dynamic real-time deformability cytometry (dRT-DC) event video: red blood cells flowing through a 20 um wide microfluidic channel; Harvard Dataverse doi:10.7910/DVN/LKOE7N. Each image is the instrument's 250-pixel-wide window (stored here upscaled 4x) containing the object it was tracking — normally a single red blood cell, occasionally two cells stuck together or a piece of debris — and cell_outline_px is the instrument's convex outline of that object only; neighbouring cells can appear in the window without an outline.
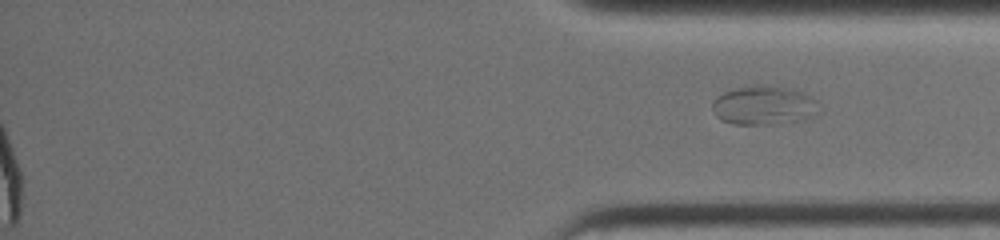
{"species": "common noctule bat (a hibernating species)", "species_latin": "Nyctalus noctula", "temperature_condition": "warm", "stored_images_in_passage": 40, "segment_of_instrument_passage": [2, 2], "camera_frame_rate_fps": 3000, "um_per_image_px": 0.085, "animal": {"sex": "female", "body_mass_g": 19.0, "forearm_length_mm": 51.5}, "frame": {"image": 1, "passage_image": 40, "time_ms": 13.0, "image_size_px": [1000, 240], "cell_outline_px": [[824, 112], [816, 116], [804, 120], [772, 124], [732, 124], [720, 120], [716, 116], [712, 108], [712, 100], [716, 96], [724, 92], [736, 88], [756, 84], [764, 84], [788, 88], [812, 96], [816, 100]], "centroid_in_image_um": [64.98, 8.96], "position_along_channel_um": 370.2, "area_um2": 24.91}}